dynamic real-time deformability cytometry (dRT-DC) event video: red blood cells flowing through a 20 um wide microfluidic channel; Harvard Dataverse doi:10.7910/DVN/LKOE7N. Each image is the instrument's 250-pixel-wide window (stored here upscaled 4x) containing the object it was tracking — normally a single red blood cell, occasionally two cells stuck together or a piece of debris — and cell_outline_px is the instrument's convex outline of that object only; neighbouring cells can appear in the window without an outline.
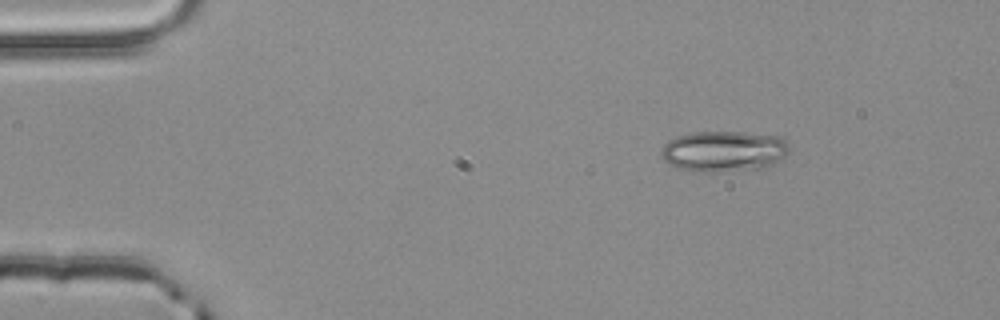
{"species": "common noctule bat (a hibernating species)", "species_latin": "Nyctalus noctula", "temperature_condition": "room temperature", "stored_images_in_passage": 2, "camera_frame_rate_fps": 3000, "um_per_image_px": 0.085, "animal": {"sex": "male", "body_mass_g": 20.4}, "frame": {"image": 1, "passage_image": 1, "time_ms": 0.0, "image_size_px": [1000, 320], "cell_outline_px": [[788, 152], [780, 160], [772, 164], [760, 168], [724, 172], [692, 172], [676, 168], [668, 164], [664, 160], [660, 152], [660, 148], [668, 140], [676, 136], [692, 132], [744, 132], [784, 136], [788, 140]], "centroid_in_image_um": [61.5, 12.85], "position_along_channel_um": 23.5, "area_um2": 31.1}}